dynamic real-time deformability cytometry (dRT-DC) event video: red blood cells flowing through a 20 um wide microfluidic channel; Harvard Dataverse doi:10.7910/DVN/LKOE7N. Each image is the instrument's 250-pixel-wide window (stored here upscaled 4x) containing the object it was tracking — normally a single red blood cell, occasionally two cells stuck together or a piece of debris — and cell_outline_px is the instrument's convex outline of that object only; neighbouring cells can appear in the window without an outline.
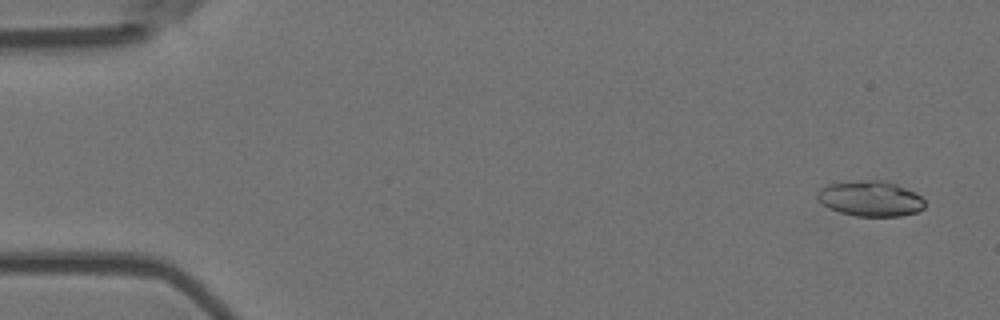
{"species": "Egyptian fruit bat (a non-hibernating species)", "species_latin": "Rousettus aegyptiacus", "temperature_condition": "room temperature", "stored_images_in_passage": 4, "camera_frame_rate_fps": 3000, "um_per_image_px": 0.085, "animal": {"sex": "female"}, "frame": {"image": 1, "passage_image": 1, "time_ms": 0.0, "image_size_px": [1000, 320], "cell_outline_px": [[924, 208], [916, 212], [900, 216], [856, 216], [840, 212], [828, 208], [816, 200], [816, 192], [820, 188], [828, 184], [868, 180], [888, 180], [916, 192], [924, 200]], "centroid_in_image_um": [73.97, 16.87], "position_along_channel_um": 11.0, "area_um2": 22.37}}
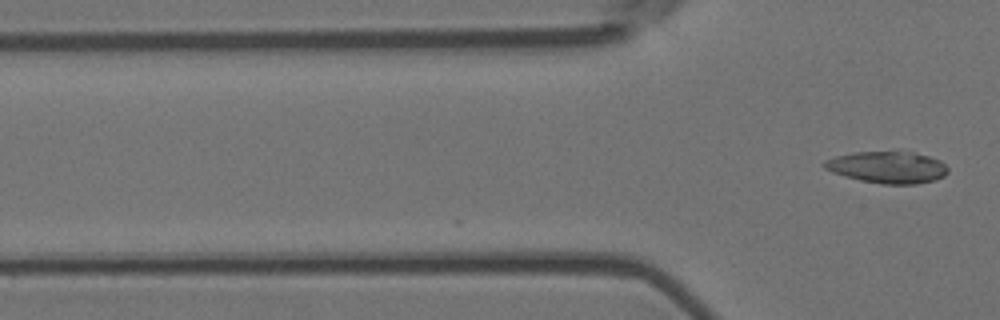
{"frame": {"image": 2, "passage_image": 4, "time_ms": 1.0, "image_size_px": [1000, 320], "cell_outline_px": [[948, 172], [944, 176], [936, 180], [916, 184], [884, 184], [860, 180], [844, 176], [832, 172], [824, 168], [820, 164], [824, 160], [836, 156], [856, 152], [896, 148], [928, 156], [940, 160], [948, 168]], "centroid_in_image_um": [75.43, 14.17], "position_along_channel_um": 50.4, "area_um2": 23.7}}